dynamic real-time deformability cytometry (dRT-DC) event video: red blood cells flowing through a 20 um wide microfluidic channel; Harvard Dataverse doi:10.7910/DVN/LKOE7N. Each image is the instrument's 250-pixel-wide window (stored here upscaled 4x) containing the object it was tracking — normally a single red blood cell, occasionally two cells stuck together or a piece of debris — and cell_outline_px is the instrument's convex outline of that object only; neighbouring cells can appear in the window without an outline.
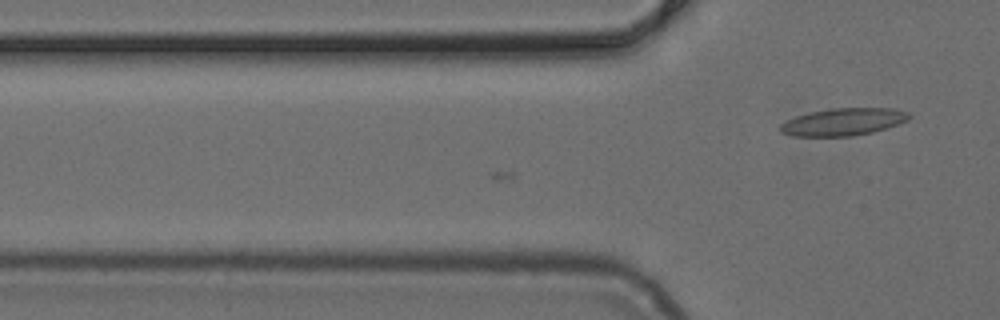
{"species": "common noctule bat (a hibernating species)", "species_latin": "Nyctalus noctula", "temperature_condition": "cold", "stored_images_in_passage": 19, "camera_frame_rate_fps": 3000, "um_per_image_px": 0.085, "animal": {"sex": "female", "body_mass_g": 24.6, "forearm_length_mm": 56.2}, "frame": {"image": 1, "passage_image": 19, "time_ms": 6.0, "image_size_px": [1000, 320], "cell_outline_px": [[912, 116], [908, 120], [872, 132], [852, 136], [792, 136], [780, 132], [780, 124], [796, 116], [812, 112], [832, 108], [892, 108], [908, 112]], "centroid_in_image_um": [71.67, 10.36], "position_along_channel_um": 54.1, "area_um2": 20.35}}